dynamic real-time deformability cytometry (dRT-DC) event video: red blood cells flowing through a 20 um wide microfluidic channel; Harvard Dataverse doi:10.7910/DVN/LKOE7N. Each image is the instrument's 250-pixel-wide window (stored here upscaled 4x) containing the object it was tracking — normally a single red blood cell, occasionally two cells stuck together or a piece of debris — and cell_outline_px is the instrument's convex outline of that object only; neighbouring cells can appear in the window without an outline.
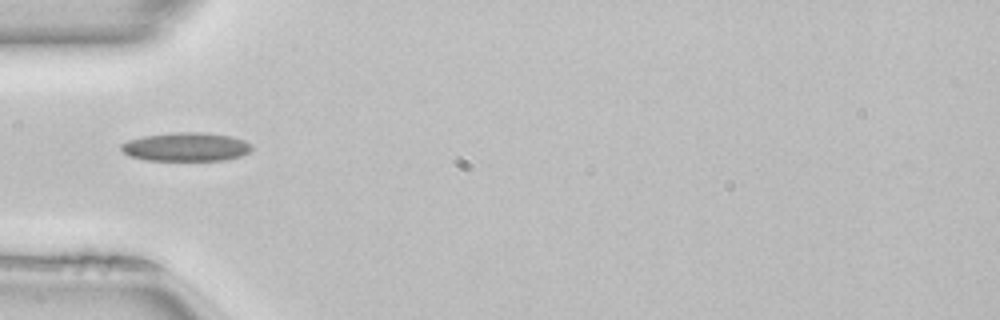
{"species": "common noctule bat (a hibernating species)", "species_latin": "Nyctalus noctula", "temperature_condition": "room temperature", "stored_images_in_passage": 49, "camera_frame_rate_fps": 3000, "um_per_image_px": 0.085, "animal": {"sex": "female", "body_mass_g": 22.7, "forearm_length_mm": 54.2}, "frame": {"image": 1, "passage_image": 15, "time_ms": 4.667, "image_size_px": [1000, 320], "cell_outline_px": [[252, 148], [248, 152], [240, 156], [224, 160], [148, 160], [128, 156], [120, 148], [120, 144], [128, 140], [144, 136], [176, 132], [200, 132], [228, 136], [244, 140], [252, 144]], "centroid_in_image_um": [15.79, 12.48], "position_along_channel_um": 69.2, "area_um2": 21.68}, "authors_computed_cell_mechanics": {"area_um2": 20.4034, "velocity_mm_per_s": 4.0883, "shape_relaxation_time_tau1_ms": null, "shape_relaxation_time_tau2_ms": 4.369, "deformation_change_tau1": null, "deformation_change_tau2": 0.1466}}